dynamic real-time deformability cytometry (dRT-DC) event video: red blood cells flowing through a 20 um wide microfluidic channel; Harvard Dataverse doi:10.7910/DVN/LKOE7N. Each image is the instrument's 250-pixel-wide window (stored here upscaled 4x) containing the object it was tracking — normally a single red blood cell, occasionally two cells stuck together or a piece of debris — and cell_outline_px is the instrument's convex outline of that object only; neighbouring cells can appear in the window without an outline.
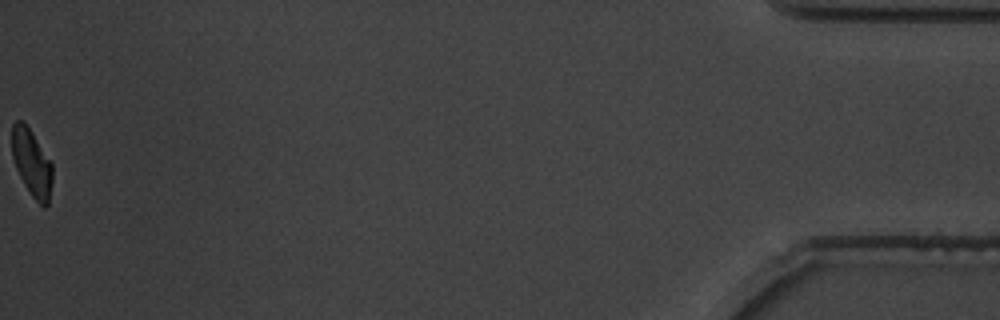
{"species": "common noctule bat (a hibernating species)", "species_latin": "Nyctalus noctula", "temperature_condition": "warm", "stored_images_in_passage": 39, "camera_frame_rate_fps": 3000, "um_per_image_px": 0.085, "animal": {"sex": "male", "body_mass_g": 19.5, "forearm_length_mm": 54.6}, "frame": {"image": 1, "passage_image": 39, "time_ms": 12.667, "image_size_px": [1000, 320], "cell_outline_px": [[52, 180], [48, 204], [44, 208], [32, 196], [24, 184], [16, 168], [12, 156], [12, 124], [16, 120], [20, 120], [32, 132], [52, 164]], "centroid_in_image_um": [2.69, 13.85], "position_along_channel_um": 432.5, "area_um2": 15.55}, "authors_computed_cell_mechanics": {"area_um2": 17.4556, "velocity_mm_per_s": 3.6547, "shape_relaxation_time_tau1_ms": 2.9029, "shape_relaxation_time_tau2_ms": 4.0042, "deformation_change_tau1": 0.1273, "deformation_change_tau2": 0.0648}}